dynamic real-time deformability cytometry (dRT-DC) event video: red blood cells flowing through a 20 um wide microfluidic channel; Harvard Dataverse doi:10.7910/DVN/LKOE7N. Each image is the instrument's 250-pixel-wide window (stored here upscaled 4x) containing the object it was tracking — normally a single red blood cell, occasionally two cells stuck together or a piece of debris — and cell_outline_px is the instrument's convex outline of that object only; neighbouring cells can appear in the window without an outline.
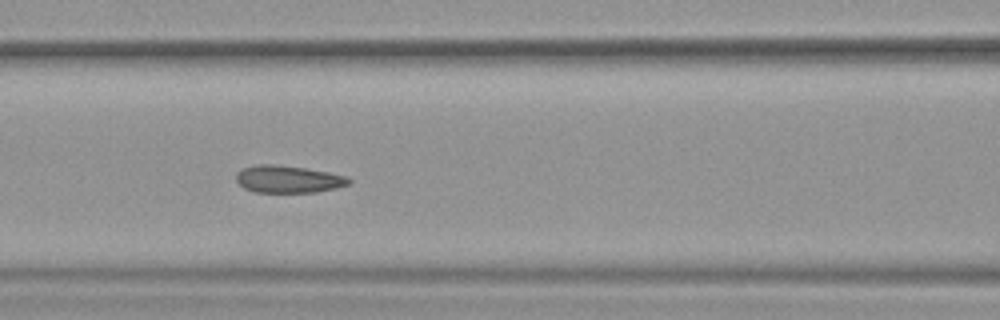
{"species": "common noctule bat (a hibernating species)", "species_latin": "Nyctalus noctula", "temperature_condition": "warm", "stored_images_in_passage": 31, "camera_frame_rate_fps": 3000, "um_per_image_px": 0.085, "animal": {"sex": "female", "body_mass_g": 19.9}, "frame": {"image": 1, "passage_image": 10, "time_ms": 3.0, "image_size_px": [1000, 320], "cell_outline_px": [[352, 180], [348, 184], [336, 188], [316, 192], [256, 192], [244, 188], [236, 180], [236, 172], [244, 168], [256, 164], [276, 164], [304, 168], [328, 172], [348, 176]], "centroid_in_image_um": [24.5, 15.22], "position_along_channel_um": 142.1, "area_um2": 17.92}}
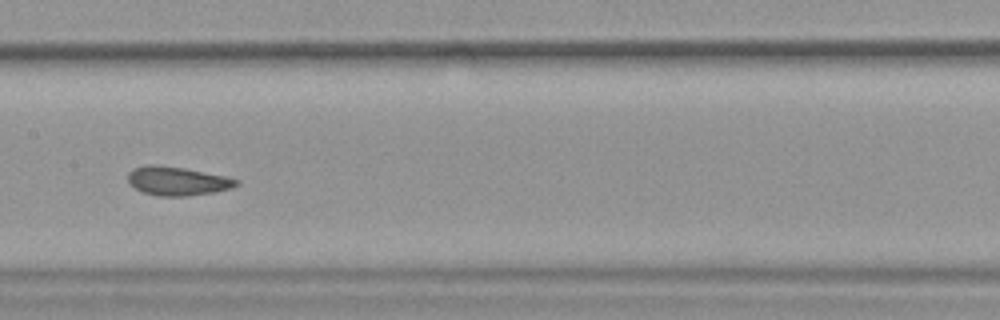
{"frame": {"image": 2, "passage_image": 14, "time_ms": 4.333, "image_size_px": [1000, 320], "cell_outline_px": [[240, 184], [232, 188], [212, 192], [184, 196], [160, 196], [144, 192], [136, 188], [128, 180], [128, 172], [132, 168], [148, 164], [156, 164], [184, 168], [224, 176], [240, 180]], "centroid_in_image_um": [15.07, 15.37], "position_along_channel_um": 192.3, "area_um2": 18.03}, "authors_computed_cell_mechanics": {"area_um2": 18.207, "velocity_mm_per_s": 3.7911, "shape_relaxation_time_tau1_ms": null, "shape_relaxation_time_tau2_ms": 1.0264, "deformation_change_tau1": null, "deformation_change_tau2": 0.0687}}